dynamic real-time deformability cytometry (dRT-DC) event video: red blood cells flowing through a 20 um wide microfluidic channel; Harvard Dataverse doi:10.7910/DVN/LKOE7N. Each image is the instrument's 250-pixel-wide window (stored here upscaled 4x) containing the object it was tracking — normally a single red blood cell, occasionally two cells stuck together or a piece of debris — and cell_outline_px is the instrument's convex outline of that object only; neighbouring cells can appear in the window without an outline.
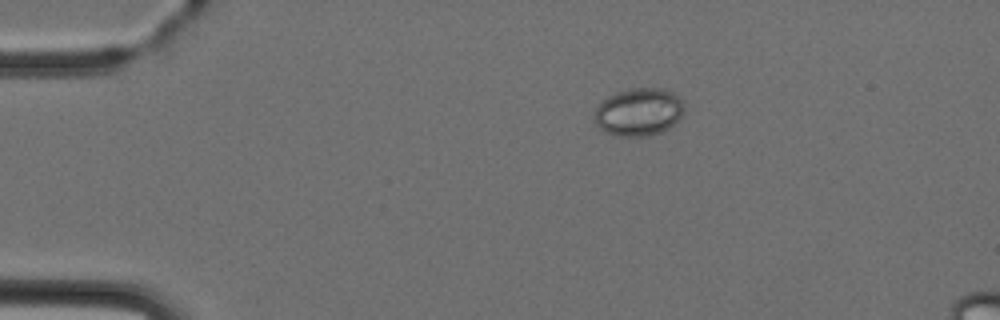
{"species": "Egyptian fruit bat (a non-hibernating species)", "species_latin": "Rousettus aegyptiacus", "temperature_condition": "cold", "stored_images_in_passage": 3, "segment_of_instrument_passage": [1, 2], "camera_frame_rate_fps": 3000, "um_per_image_px": 0.085, "animal": {"sex": "female"}, "frame": {"image": 1, "passage_image": 1, "time_ms": 0.0, "image_size_px": [1000, 320], "cell_outline_px": [[684, 112], [668, 128], [660, 132], [648, 136], [616, 136], [604, 132], [596, 124], [596, 108], [608, 96], [628, 88], [660, 88], [672, 92], [684, 104]], "centroid_in_image_um": [54.29, 9.52], "position_along_channel_um": 30.7, "area_um2": 24.68}}